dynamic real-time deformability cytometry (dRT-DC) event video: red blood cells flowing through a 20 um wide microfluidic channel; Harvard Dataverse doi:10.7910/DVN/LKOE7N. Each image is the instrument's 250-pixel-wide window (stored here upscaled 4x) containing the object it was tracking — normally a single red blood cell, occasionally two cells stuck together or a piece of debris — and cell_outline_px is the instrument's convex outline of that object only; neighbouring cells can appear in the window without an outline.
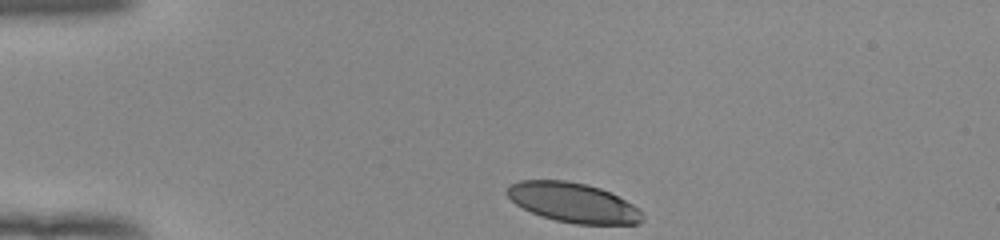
{"species": "human", "species_latin": "Homo sapiens", "temperature_condition": "room temperature", "stored_images_in_passage": 34, "camera_frame_rate_fps": 3000, "um_per_image_px": 0.085, "donor": {"sex": "female"}, "frame": {"image": 1, "passage_image": 1, "time_ms": 0.0, "image_size_px": [1000, 240], "cell_outline_px": [[644, 220], [640, 224], [576, 224], [556, 220], [540, 216], [516, 204], [504, 192], [508, 184], [520, 180], [564, 180], [588, 184], [600, 188], [640, 208], [644, 212]], "centroid_in_image_um": [48.72, 17.22], "position_along_channel_um": 36.3, "area_um2": 31.44}}
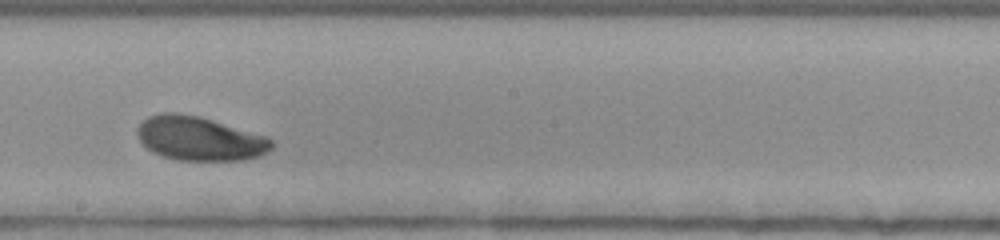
{"frame": {"image": 2, "passage_image": 20, "time_ms": 6.333, "image_size_px": [1000, 240], "cell_outline_px": [[272, 148], [260, 156], [244, 160], [180, 160], [160, 156], [152, 152], [140, 140], [136, 132], [136, 128], [148, 116], [164, 112], [176, 112], [200, 116], [268, 136], [272, 140]], "centroid_in_image_um": [16.97, 11.77], "position_along_channel_um": 231.2, "area_um2": 34.62}}
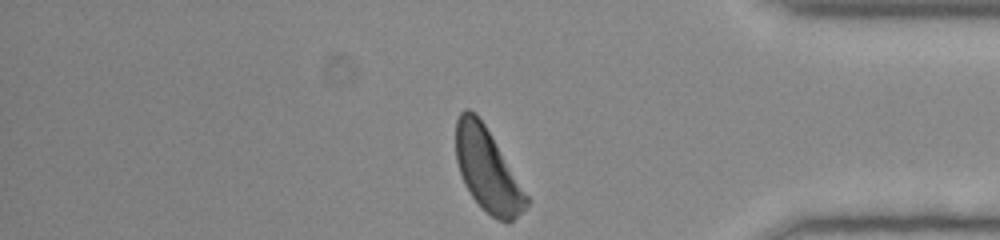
{"frame": {"image": 3, "passage_image": 34, "time_ms": 11.0, "image_size_px": [1000, 240], "cell_outline_px": [[528, 204], [508, 224], [496, 220], [472, 196], [464, 184], [456, 160], [456, 120], [460, 112], [464, 108], [468, 108], [476, 112], [484, 124], [528, 196]], "centroid_in_image_um": [41.4, 14.41], "position_along_channel_um": 393.8, "area_um2": 33.47}, "authors_computed_cell_mechanics": {"area_um2": 34.5066, "velocity_mm_per_s": 3.9005, "shape_relaxation_time_tau1_ms": 2.1323, "shape_relaxation_time_tau2_ms": null, "deformation_change_tau1": 0.1101, "deformation_change_tau2": null}}